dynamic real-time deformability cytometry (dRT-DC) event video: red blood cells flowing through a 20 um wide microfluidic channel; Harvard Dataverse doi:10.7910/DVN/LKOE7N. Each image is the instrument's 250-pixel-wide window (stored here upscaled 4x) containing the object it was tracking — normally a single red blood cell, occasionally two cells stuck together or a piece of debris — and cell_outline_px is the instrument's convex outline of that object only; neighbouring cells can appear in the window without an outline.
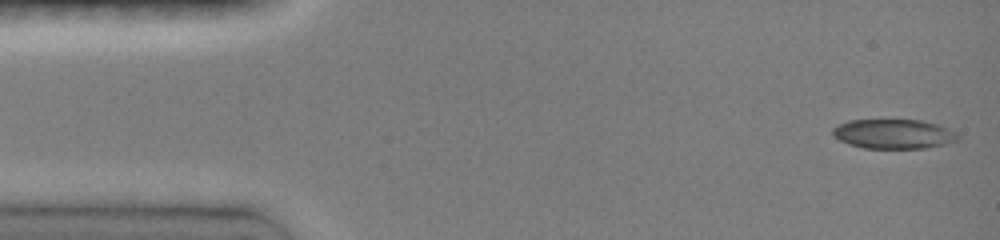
{"species": "common noctule bat (a hibernating species)", "species_latin": "Nyctalus noctula", "temperature_condition": "room temperature", "stored_images_in_passage": 27, "camera_frame_rate_fps": 3000, "um_per_image_px": 0.085, "animal": {"sex": "female", "body_mass_g": 19.0, "forearm_length_mm": 51.5}, "frame": {"image": 1, "passage_image": 1, "time_ms": 0.0, "image_size_px": [1000, 240], "cell_outline_px": [[960, 136], [956, 140], [948, 144], [924, 148], [864, 148], [848, 144], [832, 136], [832, 128], [848, 120], [920, 120], [936, 124], [948, 128], [956, 132]], "centroid_in_image_um": [75.95, 11.39], "position_along_channel_um": 9.0, "area_um2": 21.56}}
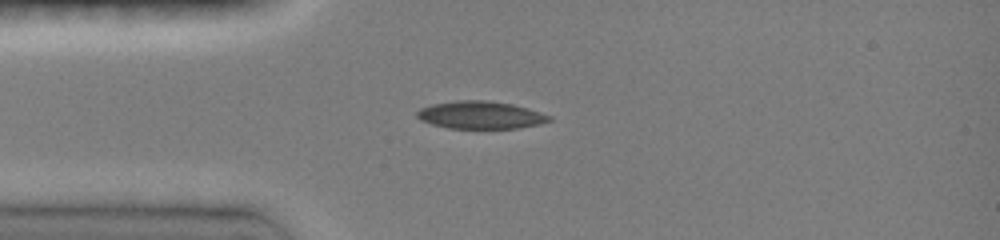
{"frame": {"image": 2, "passage_image": 10, "time_ms": 3.333, "image_size_px": [1000, 240], "cell_outline_px": [[552, 120], [540, 124], [520, 128], [448, 128], [432, 124], [420, 120], [416, 116], [416, 112], [420, 108], [432, 104], [456, 100], [484, 100], [512, 104], [528, 108], [552, 116]], "centroid_in_image_um": [40.85, 9.77], "position_along_channel_um": 44.2, "area_um2": 21.33}}
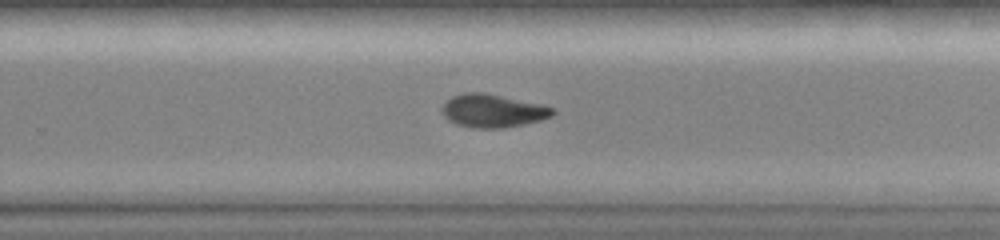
{"frame": {"image": 3, "passage_image": 26, "time_ms": 9.667, "image_size_px": [1000, 240], "cell_outline_px": [[556, 112], [552, 116], [540, 120], [524, 124], [504, 128], [472, 128], [456, 124], [448, 120], [444, 116], [440, 108], [452, 96], [464, 92], [484, 92], [544, 104], [556, 108]], "centroid_in_image_um": [41.91, 9.41], "position_along_channel_um": 287.9, "area_um2": 21.73}}